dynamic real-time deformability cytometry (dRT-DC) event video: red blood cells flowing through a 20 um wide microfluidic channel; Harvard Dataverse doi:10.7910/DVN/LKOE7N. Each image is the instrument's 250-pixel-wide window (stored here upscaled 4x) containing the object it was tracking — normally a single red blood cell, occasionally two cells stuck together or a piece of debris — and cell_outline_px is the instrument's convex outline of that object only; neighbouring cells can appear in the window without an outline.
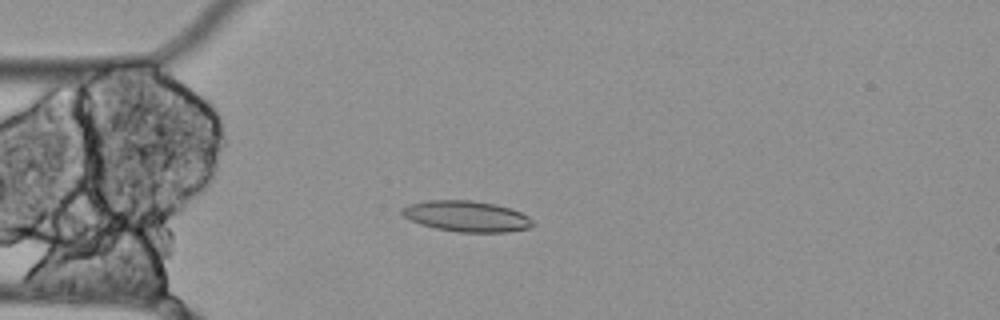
{"species": "Egyptian fruit bat (a non-hibernating species)", "species_latin": "Rousettus aegyptiacus", "temperature_condition": "cold", "stored_images_in_passage": 57, "camera_frame_rate_fps": 3000, "um_per_image_px": 0.085, "animal": {"sex": "female"}, "frame": {"image": 1, "passage_image": 15, "time_ms": 4.667, "image_size_px": [1000, 320], "cell_outline_px": [[536, 224], [528, 228], [508, 232], [456, 232], [436, 228], [420, 224], [404, 216], [400, 212], [400, 208], [408, 204], [428, 200], [472, 200], [492, 204], [508, 208], [520, 212], [528, 216]], "centroid_in_image_um": [39.64, 18.38], "position_along_channel_um": 45.4, "area_um2": 23.47}}
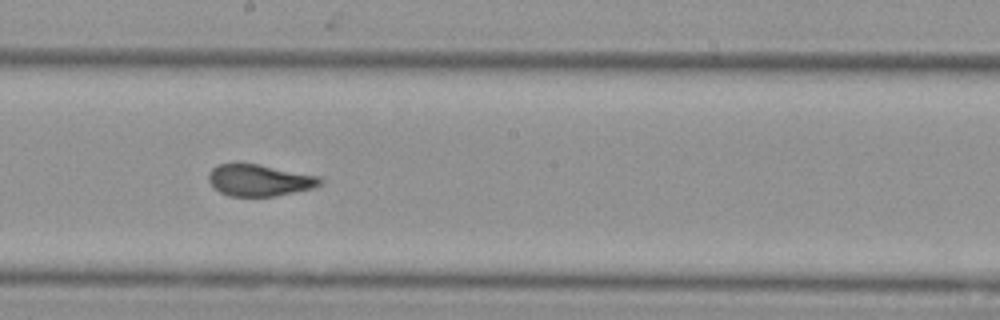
{"frame": {"image": 2, "passage_image": 31, "time_ms": 10.0, "image_size_px": [1000, 320], "cell_outline_px": [[324, 180], [316, 188], [276, 196], [228, 196], [220, 192], [208, 180], [208, 172], [216, 164], [236, 160], [260, 164], [320, 176]], "centroid_in_image_um": [22.03, 15.28], "position_along_channel_um": 226.2, "area_um2": 21.39}}
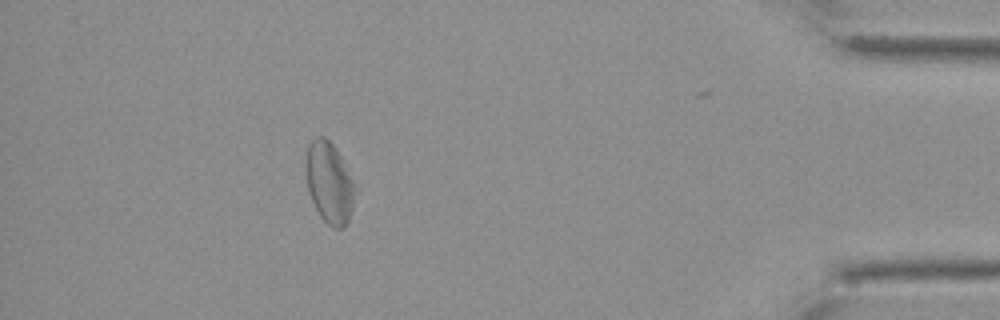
{"frame": {"image": 3, "passage_image": 51, "time_ms": 16.667, "image_size_px": [1000, 320], "cell_outline_px": [[352, 208], [348, 220], [344, 228], [332, 228], [320, 216], [308, 192], [304, 164], [308, 144], [316, 136], [324, 136], [332, 144], [340, 156], [352, 180]], "centroid_in_image_um": [27.92, 15.51], "position_along_channel_um": 407.3, "area_um2": 22.77}, "authors_computed_cell_mechanics": {"area_um2": 22.8888, "velocity_mm_per_s": 3.4748, "shape_relaxation_time_tau1_ms": 1.1968, "shape_relaxation_time_tau2_ms": 2.1005, "deformation_change_tau1": 0.0435, "deformation_change_tau2": 0.0984}}